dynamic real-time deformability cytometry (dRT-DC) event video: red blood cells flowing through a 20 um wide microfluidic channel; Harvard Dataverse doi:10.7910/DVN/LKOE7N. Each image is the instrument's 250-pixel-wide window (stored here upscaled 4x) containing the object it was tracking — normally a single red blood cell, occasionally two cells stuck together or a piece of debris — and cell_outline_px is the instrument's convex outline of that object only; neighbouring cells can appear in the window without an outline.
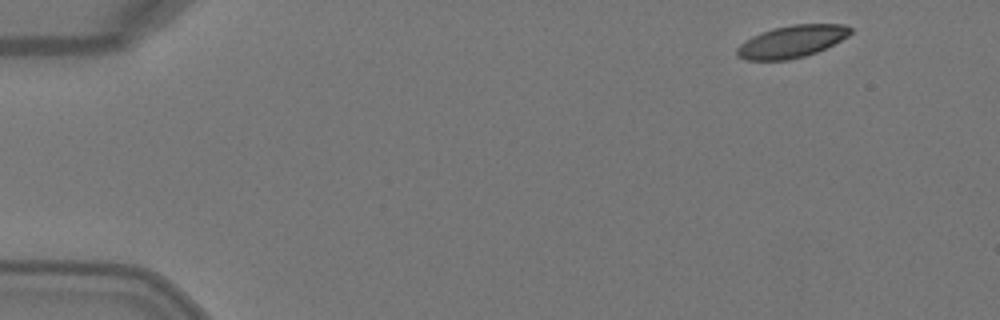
{"species": "Egyptian fruit bat (a non-hibernating species)", "species_latin": "Rousettus aegyptiacus", "temperature_condition": "warm", "stored_images_in_passage": 5, "camera_frame_rate_fps": 3000, "um_per_image_px": 0.085, "animal": {"sex": "female"}, "frame": {"image": 1, "passage_image": 1, "time_ms": 0.0, "image_size_px": [1000, 320], "cell_outline_px": [[852, 32], [848, 36], [816, 52], [804, 56], [788, 60], [748, 60], [740, 56], [736, 52], [736, 48], [740, 44], [752, 36], [760, 32], [772, 28], [792, 24], [844, 24], [852, 28]], "centroid_in_image_um": [67.29, 3.51], "position_along_channel_um": 17.7, "area_um2": 21.15}}
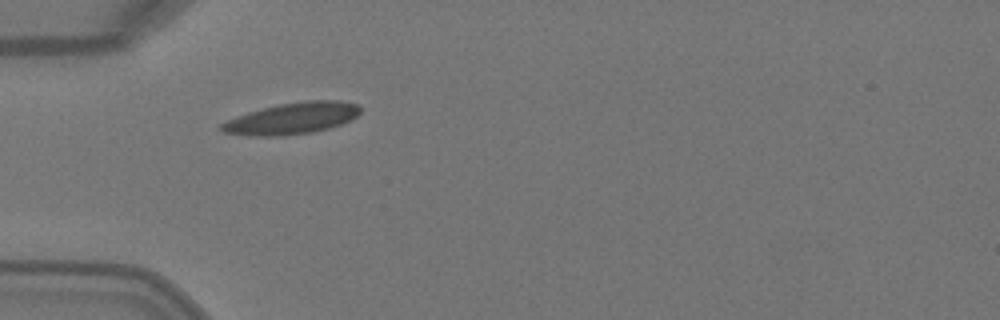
{"frame": {"image": 2, "passage_image": 4, "time_ms": 1.0, "image_size_px": [1000, 320], "cell_outline_px": [[360, 112], [352, 120], [328, 128], [312, 132], [276, 136], [248, 136], [224, 132], [216, 128], [220, 124], [236, 116], [248, 112], [280, 104], [308, 100], [340, 100], [356, 104], [360, 108]], "centroid_in_image_um": [24.8, 10.06], "position_along_channel_um": 60.2, "area_um2": 25.37}}
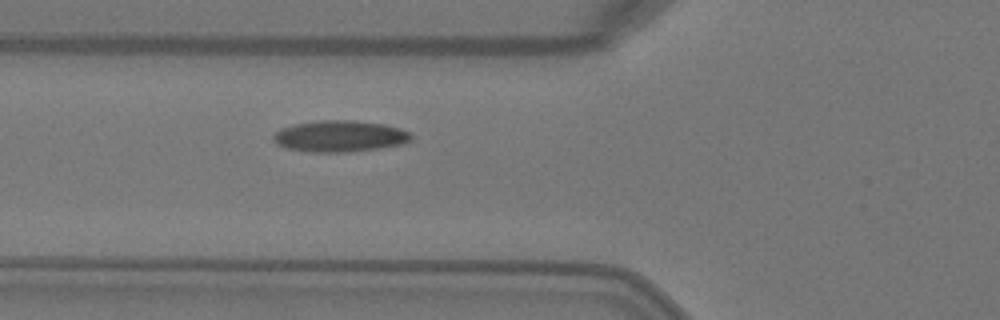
{"frame": {"image": 3, "passage_image": 5, "time_ms": 1.333, "image_size_px": [1000, 320], "cell_outline_px": [[412, 136], [408, 140], [400, 144], [376, 148], [348, 152], [312, 152], [288, 148], [276, 144], [272, 136], [280, 128], [292, 124], [320, 120], [356, 120], [384, 124], [400, 128], [412, 132]], "centroid_in_image_um": [28.85, 11.56], "position_along_channel_um": 96.9, "area_um2": 25.14}}